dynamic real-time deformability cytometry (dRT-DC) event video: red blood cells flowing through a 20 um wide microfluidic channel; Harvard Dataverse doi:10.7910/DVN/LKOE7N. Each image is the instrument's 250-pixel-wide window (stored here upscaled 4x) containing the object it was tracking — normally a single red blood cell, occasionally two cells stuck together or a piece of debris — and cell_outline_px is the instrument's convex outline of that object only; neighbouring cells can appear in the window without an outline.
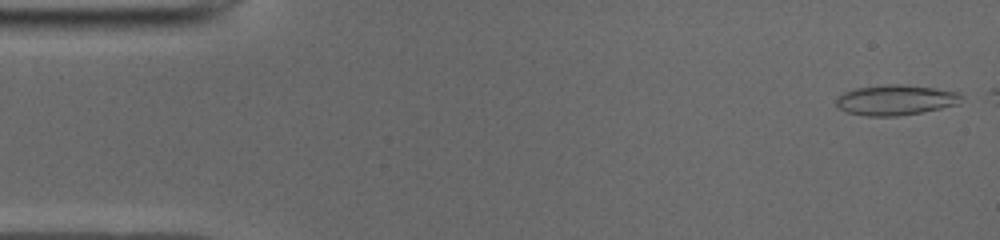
{"species": "common noctule bat (a hibernating species)", "species_latin": "Nyctalus noctula", "temperature_condition": "cold", "stored_images_in_passage": 44, "camera_frame_rate_fps": 3000, "um_per_image_px": 0.085, "animal": {"sex": "male", "body_mass_g": 19.0, "forearm_length_mm": 50.8}, "frame": {"image": 1, "passage_image": 1, "time_ms": 0.0, "image_size_px": [1000, 240], "cell_outline_px": [[964, 96], [960, 104], [920, 112], [896, 116], [868, 116], [848, 112], [836, 108], [836, 96], [844, 92], [856, 88], [888, 84], [904, 84], [936, 88], [960, 92]], "centroid_in_image_um": [76.14, 8.49], "position_along_channel_um": 8.9, "area_um2": 22.31}}
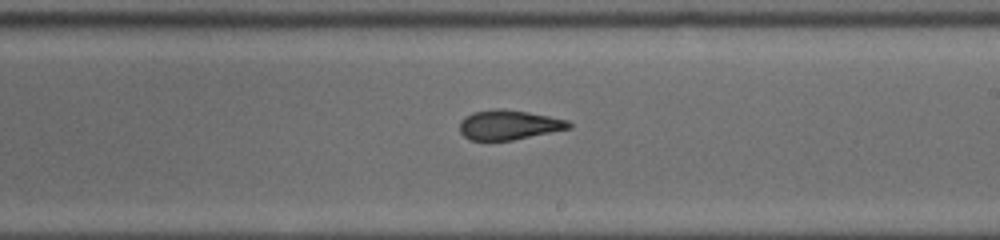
{"frame": {"image": 2, "passage_image": 28, "time_ms": 9.0, "image_size_px": [1000, 240], "cell_outline_px": [[572, 128], [512, 140], [472, 140], [464, 136], [460, 132], [460, 120], [472, 112], [496, 108], [500, 108], [528, 112], [568, 120], [572, 124]], "centroid_in_image_um": [43.25, 10.61], "position_along_channel_um": 245.8, "area_um2": 18.84}}
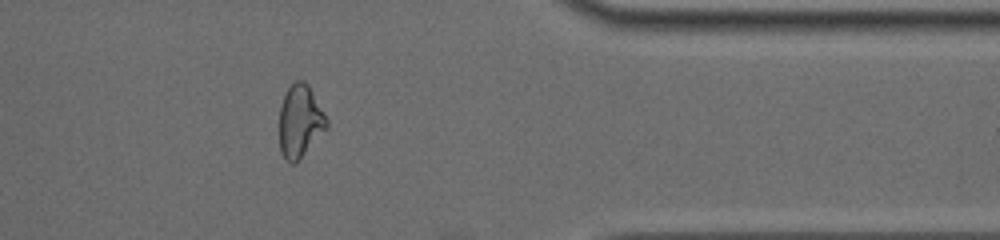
{"frame": {"image": 3, "passage_image": 40, "time_ms": 13.0, "image_size_px": [1000, 240], "cell_outline_px": [[328, 128], [296, 164], [292, 164], [280, 152], [280, 108], [284, 96], [288, 88], [296, 80], [304, 80], [308, 84], [324, 112], [328, 120]], "centroid_in_image_um": [25.53, 10.32], "position_along_channel_um": 385.9, "area_um2": 20.06}, "authors_computed_cell_mechanics": {"area_um2": 19.8832, "velocity_mm_per_s": 3.9715, "shape_relaxation_time_tau1_ms": 4.1683, "shape_relaxation_time_tau2_ms": 2.8136, "deformation_change_tau1": 0.171, "deformation_change_tau2": 0.1155}}